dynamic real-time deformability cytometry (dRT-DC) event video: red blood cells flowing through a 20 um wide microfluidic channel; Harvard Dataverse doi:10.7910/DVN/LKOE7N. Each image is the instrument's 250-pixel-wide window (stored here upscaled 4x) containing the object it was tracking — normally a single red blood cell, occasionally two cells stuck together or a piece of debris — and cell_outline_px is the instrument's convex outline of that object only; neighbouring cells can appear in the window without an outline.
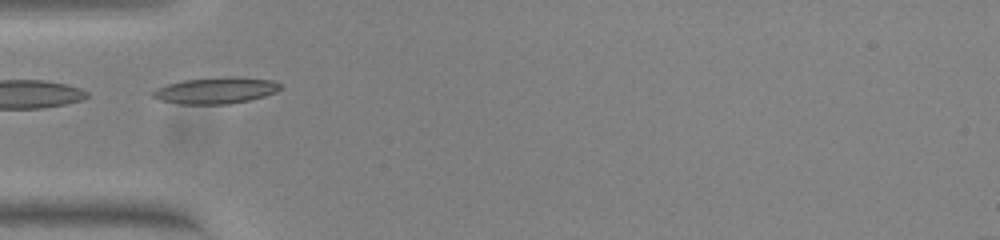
{"species": "common noctule bat (a hibernating species)", "species_latin": "Nyctalus noctula", "temperature_condition": "warm", "stored_images_in_passage": 36, "camera_frame_rate_fps": 3000, "um_per_image_px": 0.085, "animal": {"sex": "female", "body_mass_g": 23.0, "forearm_length_mm": 53.4}, "frame": {"image": 1, "passage_image": 1, "time_ms": 0.0, "image_size_px": [1000, 240], "cell_outline_px": [[280, 88], [276, 92], [264, 96], [248, 100], [228, 104], [180, 104], [160, 100], [152, 96], [152, 92], [156, 88], [168, 84], [184, 80], [224, 76], [232, 76], [272, 80], [280, 84]], "centroid_in_image_um": [18.33, 7.68], "position_along_channel_um": 66.7, "area_um2": 19.54}, "authors_computed_cell_mechanics": {"area_um2": 18.0625, "velocity_mm_per_s": 3.826, "shape_relaxation_time_tau1_ms": 3.6755, "shape_relaxation_time_tau2_ms": 1.9376, "deformation_change_tau1": 0.1872, "deformation_change_tau2": 0.0426}}